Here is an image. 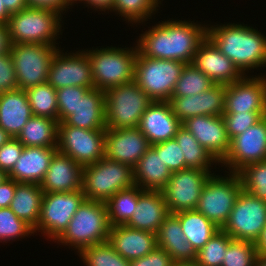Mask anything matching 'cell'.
Returning a JSON list of instances; mask_svg holds the SVG:
<instances>
[{
	"label": "cell",
	"instance_id": "obj_1",
	"mask_svg": "<svg viewBox=\"0 0 266 266\" xmlns=\"http://www.w3.org/2000/svg\"><path fill=\"white\" fill-rule=\"evenodd\" d=\"M207 28L187 21H163L142 34L138 51L148 58L176 60L191 64Z\"/></svg>",
	"mask_w": 266,
	"mask_h": 266
},
{
	"label": "cell",
	"instance_id": "obj_2",
	"mask_svg": "<svg viewBox=\"0 0 266 266\" xmlns=\"http://www.w3.org/2000/svg\"><path fill=\"white\" fill-rule=\"evenodd\" d=\"M207 37L243 74L266 65V37L241 24L208 27Z\"/></svg>",
	"mask_w": 266,
	"mask_h": 266
},
{
	"label": "cell",
	"instance_id": "obj_3",
	"mask_svg": "<svg viewBox=\"0 0 266 266\" xmlns=\"http://www.w3.org/2000/svg\"><path fill=\"white\" fill-rule=\"evenodd\" d=\"M110 229L105 202L85 199L56 240L75 246L79 252L85 247L108 241Z\"/></svg>",
	"mask_w": 266,
	"mask_h": 266
},
{
	"label": "cell",
	"instance_id": "obj_4",
	"mask_svg": "<svg viewBox=\"0 0 266 266\" xmlns=\"http://www.w3.org/2000/svg\"><path fill=\"white\" fill-rule=\"evenodd\" d=\"M134 185L133 168L128 164L104 157L83 167L81 190L88 200L106 202Z\"/></svg>",
	"mask_w": 266,
	"mask_h": 266
},
{
	"label": "cell",
	"instance_id": "obj_5",
	"mask_svg": "<svg viewBox=\"0 0 266 266\" xmlns=\"http://www.w3.org/2000/svg\"><path fill=\"white\" fill-rule=\"evenodd\" d=\"M135 47L132 50L116 47L87 50L94 88L106 92L110 88L134 81L135 62L138 55V48Z\"/></svg>",
	"mask_w": 266,
	"mask_h": 266
},
{
	"label": "cell",
	"instance_id": "obj_6",
	"mask_svg": "<svg viewBox=\"0 0 266 266\" xmlns=\"http://www.w3.org/2000/svg\"><path fill=\"white\" fill-rule=\"evenodd\" d=\"M59 16L57 11L30 6L11 14L7 24L11 43L54 45L61 28Z\"/></svg>",
	"mask_w": 266,
	"mask_h": 266
},
{
	"label": "cell",
	"instance_id": "obj_7",
	"mask_svg": "<svg viewBox=\"0 0 266 266\" xmlns=\"http://www.w3.org/2000/svg\"><path fill=\"white\" fill-rule=\"evenodd\" d=\"M153 100L135 81L105 92L106 128H135Z\"/></svg>",
	"mask_w": 266,
	"mask_h": 266
},
{
	"label": "cell",
	"instance_id": "obj_8",
	"mask_svg": "<svg viewBox=\"0 0 266 266\" xmlns=\"http://www.w3.org/2000/svg\"><path fill=\"white\" fill-rule=\"evenodd\" d=\"M186 64L143 56L135 62L134 81L153 101H168Z\"/></svg>",
	"mask_w": 266,
	"mask_h": 266
},
{
	"label": "cell",
	"instance_id": "obj_9",
	"mask_svg": "<svg viewBox=\"0 0 266 266\" xmlns=\"http://www.w3.org/2000/svg\"><path fill=\"white\" fill-rule=\"evenodd\" d=\"M242 189L239 173L232 172L225 178L211 174L202 188L196 210L221 229Z\"/></svg>",
	"mask_w": 266,
	"mask_h": 266
},
{
	"label": "cell",
	"instance_id": "obj_10",
	"mask_svg": "<svg viewBox=\"0 0 266 266\" xmlns=\"http://www.w3.org/2000/svg\"><path fill=\"white\" fill-rule=\"evenodd\" d=\"M55 45L12 44L10 54L18 82V89L27 90L46 83L50 63L57 52Z\"/></svg>",
	"mask_w": 266,
	"mask_h": 266
},
{
	"label": "cell",
	"instance_id": "obj_11",
	"mask_svg": "<svg viewBox=\"0 0 266 266\" xmlns=\"http://www.w3.org/2000/svg\"><path fill=\"white\" fill-rule=\"evenodd\" d=\"M106 130H89L58 123L57 150L83 167L105 157Z\"/></svg>",
	"mask_w": 266,
	"mask_h": 266
},
{
	"label": "cell",
	"instance_id": "obj_12",
	"mask_svg": "<svg viewBox=\"0 0 266 266\" xmlns=\"http://www.w3.org/2000/svg\"><path fill=\"white\" fill-rule=\"evenodd\" d=\"M266 225V201L242 189L221 228L232 239L255 243Z\"/></svg>",
	"mask_w": 266,
	"mask_h": 266
},
{
	"label": "cell",
	"instance_id": "obj_13",
	"mask_svg": "<svg viewBox=\"0 0 266 266\" xmlns=\"http://www.w3.org/2000/svg\"><path fill=\"white\" fill-rule=\"evenodd\" d=\"M86 199L82 190L71 192H44L36 230H43L49 238L57 239L67 228L71 218Z\"/></svg>",
	"mask_w": 266,
	"mask_h": 266
},
{
	"label": "cell",
	"instance_id": "obj_14",
	"mask_svg": "<svg viewBox=\"0 0 266 266\" xmlns=\"http://www.w3.org/2000/svg\"><path fill=\"white\" fill-rule=\"evenodd\" d=\"M210 172L193 168L173 172L162 190L169 213L176 214L196 209Z\"/></svg>",
	"mask_w": 266,
	"mask_h": 266
},
{
	"label": "cell",
	"instance_id": "obj_15",
	"mask_svg": "<svg viewBox=\"0 0 266 266\" xmlns=\"http://www.w3.org/2000/svg\"><path fill=\"white\" fill-rule=\"evenodd\" d=\"M266 160V116L230 141L229 153L221 162L238 173L246 165ZM233 169V170H232Z\"/></svg>",
	"mask_w": 266,
	"mask_h": 266
},
{
	"label": "cell",
	"instance_id": "obj_16",
	"mask_svg": "<svg viewBox=\"0 0 266 266\" xmlns=\"http://www.w3.org/2000/svg\"><path fill=\"white\" fill-rule=\"evenodd\" d=\"M55 53L49 67L47 82L56 90L68 86L94 88L91 63L86 51L61 55Z\"/></svg>",
	"mask_w": 266,
	"mask_h": 266
},
{
	"label": "cell",
	"instance_id": "obj_17",
	"mask_svg": "<svg viewBox=\"0 0 266 266\" xmlns=\"http://www.w3.org/2000/svg\"><path fill=\"white\" fill-rule=\"evenodd\" d=\"M259 112L266 116V79L242 77L226 85L224 113Z\"/></svg>",
	"mask_w": 266,
	"mask_h": 266
},
{
	"label": "cell",
	"instance_id": "obj_18",
	"mask_svg": "<svg viewBox=\"0 0 266 266\" xmlns=\"http://www.w3.org/2000/svg\"><path fill=\"white\" fill-rule=\"evenodd\" d=\"M151 147L148 139L135 128H106L105 157L132 168Z\"/></svg>",
	"mask_w": 266,
	"mask_h": 266
},
{
	"label": "cell",
	"instance_id": "obj_19",
	"mask_svg": "<svg viewBox=\"0 0 266 266\" xmlns=\"http://www.w3.org/2000/svg\"><path fill=\"white\" fill-rule=\"evenodd\" d=\"M225 90L226 85L214 84L200 94L172 96L168 103L181 123L198 115L222 116L225 109Z\"/></svg>",
	"mask_w": 266,
	"mask_h": 266
},
{
	"label": "cell",
	"instance_id": "obj_20",
	"mask_svg": "<svg viewBox=\"0 0 266 266\" xmlns=\"http://www.w3.org/2000/svg\"><path fill=\"white\" fill-rule=\"evenodd\" d=\"M198 142L220 163L230 149V139L222 116L198 115L182 122Z\"/></svg>",
	"mask_w": 266,
	"mask_h": 266
},
{
	"label": "cell",
	"instance_id": "obj_21",
	"mask_svg": "<svg viewBox=\"0 0 266 266\" xmlns=\"http://www.w3.org/2000/svg\"><path fill=\"white\" fill-rule=\"evenodd\" d=\"M192 64L207 75L214 84L229 85L245 75L208 37L197 49Z\"/></svg>",
	"mask_w": 266,
	"mask_h": 266
},
{
	"label": "cell",
	"instance_id": "obj_22",
	"mask_svg": "<svg viewBox=\"0 0 266 266\" xmlns=\"http://www.w3.org/2000/svg\"><path fill=\"white\" fill-rule=\"evenodd\" d=\"M181 125L168 101H153L142 115L138 128L154 145L173 139Z\"/></svg>",
	"mask_w": 266,
	"mask_h": 266
},
{
	"label": "cell",
	"instance_id": "obj_23",
	"mask_svg": "<svg viewBox=\"0 0 266 266\" xmlns=\"http://www.w3.org/2000/svg\"><path fill=\"white\" fill-rule=\"evenodd\" d=\"M82 173V165L57 150L40 186L43 192L48 193L81 190Z\"/></svg>",
	"mask_w": 266,
	"mask_h": 266
},
{
	"label": "cell",
	"instance_id": "obj_24",
	"mask_svg": "<svg viewBox=\"0 0 266 266\" xmlns=\"http://www.w3.org/2000/svg\"><path fill=\"white\" fill-rule=\"evenodd\" d=\"M108 242L119 255L129 261L142 258L157 247L155 233L127 225L111 227Z\"/></svg>",
	"mask_w": 266,
	"mask_h": 266
},
{
	"label": "cell",
	"instance_id": "obj_25",
	"mask_svg": "<svg viewBox=\"0 0 266 266\" xmlns=\"http://www.w3.org/2000/svg\"><path fill=\"white\" fill-rule=\"evenodd\" d=\"M162 191L138 188V204L127 226L157 233L164 219L169 215Z\"/></svg>",
	"mask_w": 266,
	"mask_h": 266
},
{
	"label": "cell",
	"instance_id": "obj_26",
	"mask_svg": "<svg viewBox=\"0 0 266 266\" xmlns=\"http://www.w3.org/2000/svg\"><path fill=\"white\" fill-rule=\"evenodd\" d=\"M57 147H24L7 177L18 183L40 184Z\"/></svg>",
	"mask_w": 266,
	"mask_h": 266
},
{
	"label": "cell",
	"instance_id": "obj_27",
	"mask_svg": "<svg viewBox=\"0 0 266 266\" xmlns=\"http://www.w3.org/2000/svg\"><path fill=\"white\" fill-rule=\"evenodd\" d=\"M32 116L26 91L16 89L0 94V127L12 138H17Z\"/></svg>",
	"mask_w": 266,
	"mask_h": 266
},
{
	"label": "cell",
	"instance_id": "obj_28",
	"mask_svg": "<svg viewBox=\"0 0 266 266\" xmlns=\"http://www.w3.org/2000/svg\"><path fill=\"white\" fill-rule=\"evenodd\" d=\"M157 247L164 249L175 263L195 262L197 252L187 241L179 219L170 213L156 233Z\"/></svg>",
	"mask_w": 266,
	"mask_h": 266
},
{
	"label": "cell",
	"instance_id": "obj_29",
	"mask_svg": "<svg viewBox=\"0 0 266 266\" xmlns=\"http://www.w3.org/2000/svg\"><path fill=\"white\" fill-rule=\"evenodd\" d=\"M64 122L69 126L89 130H106L105 92L96 88L89 89Z\"/></svg>",
	"mask_w": 266,
	"mask_h": 266
},
{
	"label": "cell",
	"instance_id": "obj_30",
	"mask_svg": "<svg viewBox=\"0 0 266 266\" xmlns=\"http://www.w3.org/2000/svg\"><path fill=\"white\" fill-rule=\"evenodd\" d=\"M163 163L161 154L150 147L133 167L134 184L142 190L162 191L172 174Z\"/></svg>",
	"mask_w": 266,
	"mask_h": 266
},
{
	"label": "cell",
	"instance_id": "obj_31",
	"mask_svg": "<svg viewBox=\"0 0 266 266\" xmlns=\"http://www.w3.org/2000/svg\"><path fill=\"white\" fill-rule=\"evenodd\" d=\"M43 193L40 184L16 182L15 195L9 207L33 230L39 220Z\"/></svg>",
	"mask_w": 266,
	"mask_h": 266
},
{
	"label": "cell",
	"instance_id": "obj_32",
	"mask_svg": "<svg viewBox=\"0 0 266 266\" xmlns=\"http://www.w3.org/2000/svg\"><path fill=\"white\" fill-rule=\"evenodd\" d=\"M57 135V120L32 116L16 139L24 147H57Z\"/></svg>",
	"mask_w": 266,
	"mask_h": 266
},
{
	"label": "cell",
	"instance_id": "obj_33",
	"mask_svg": "<svg viewBox=\"0 0 266 266\" xmlns=\"http://www.w3.org/2000/svg\"><path fill=\"white\" fill-rule=\"evenodd\" d=\"M180 221L187 241L198 252L220 228L196 209L174 214Z\"/></svg>",
	"mask_w": 266,
	"mask_h": 266
},
{
	"label": "cell",
	"instance_id": "obj_34",
	"mask_svg": "<svg viewBox=\"0 0 266 266\" xmlns=\"http://www.w3.org/2000/svg\"><path fill=\"white\" fill-rule=\"evenodd\" d=\"M175 140L181 147L187 168L209 170L211 164L218 162L182 125L178 128ZM212 162V163H211Z\"/></svg>",
	"mask_w": 266,
	"mask_h": 266
},
{
	"label": "cell",
	"instance_id": "obj_35",
	"mask_svg": "<svg viewBox=\"0 0 266 266\" xmlns=\"http://www.w3.org/2000/svg\"><path fill=\"white\" fill-rule=\"evenodd\" d=\"M105 204L111 227L126 225L138 204V186L117 192Z\"/></svg>",
	"mask_w": 266,
	"mask_h": 266
},
{
	"label": "cell",
	"instance_id": "obj_36",
	"mask_svg": "<svg viewBox=\"0 0 266 266\" xmlns=\"http://www.w3.org/2000/svg\"><path fill=\"white\" fill-rule=\"evenodd\" d=\"M33 116L49 117L58 121L56 89L48 82L25 90Z\"/></svg>",
	"mask_w": 266,
	"mask_h": 266
},
{
	"label": "cell",
	"instance_id": "obj_37",
	"mask_svg": "<svg viewBox=\"0 0 266 266\" xmlns=\"http://www.w3.org/2000/svg\"><path fill=\"white\" fill-rule=\"evenodd\" d=\"M213 85L212 80L201 70L197 69L192 63L186 64L176 82L172 96H193L203 93Z\"/></svg>",
	"mask_w": 266,
	"mask_h": 266
},
{
	"label": "cell",
	"instance_id": "obj_38",
	"mask_svg": "<svg viewBox=\"0 0 266 266\" xmlns=\"http://www.w3.org/2000/svg\"><path fill=\"white\" fill-rule=\"evenodd\" d=\"M78 253L87 266H130V261L119 255L108 241L85 247Z\"/></svg>",
	"mask_w": 266,
	"mask_h": 266
},
{
	"label": "cell",
	"instance_id": "obj_39",
	"mask_svg": "<svg viewBox=\"0 0 266 266\" xmlns=\"http://www.w3.org/2000/svg\"><path fill=\"white\" fill-rule=\"evenodd\" d=\"M233 239L222 229L213 235L208 243L197 252L195 262L199 266H221L226 249Z\"/></svg>",
	"mask_w": 266,
	"mask_h": 266
},
{
	"label": "cell",
	"instance_id": "obj_40",
	"mask_svg": "<svg viewBox=\"0 0 266 266\" xmlns=\"http://www.w3.org/2000/svg\"><path fill=\"white\" fill-rule=\"evenodd\" d=\"M238 173L243 190L266 201V160L246 165Z\"/></svg>",
	"mask_w": 266,
	"mask_h": 266
},
{
	"label": "cell",
	"instance_id": "obj_41",
	"mask_svg": "<svg viewBox=\"0 0 266 266\" xmlns=\"http://www.w3.org/2000/svg\"><path fill=\"white\" fill-rule=\"evenodd\" d=\"M225 254L221 266H256L257 252L253 242L233 239Z\"/></svg>",
	"mask_w": 266,
	"mask_h": 266
},
{
	"label": "cell",
	"instance_id": "obj_42",
	"mask_svg": "<svg viewBox=\"0 0 266 266\" xmlns=\"http://www.w3.org/2000/svg\"><path fill=\"white\" fill-rule=\"evenodd\" d=\"M159 0H114L112 9L119 12L128 22H140L151 16ZM147 17V18H146Z\"/></svg>",
	"mask_w": 266,
	"mask_h": 266
},
{
	"label": "cell",
	"instance_id": "obj_43",
	"mask_svg": "<svg viewBox=\"0 0 266 266\" xmlns=\"http://www.w3.org/2000/svg\"><path fill=\"white\" fill-rule=\"evenodd\" d=\"M34 233L10 208L0 209V240L4 242Z\"/></svg>",
	"mask_w": 266,
	"mask_h": 266
},
{
	"label": "cell",
	"instance_id": "obj_44",
	"mask_svg": "<svg viewBox=\"0 0 266 266\" xmlns=\"http://www.w3.org/2000/svg\"><path fill=\"white\" fill-rule=\"evenodd\" d=\"M91 88L68 86L56 90L58 103V123L64 122L73 110L76 108L78 101Z\"/></svg>",
	"mask_w": 266,
	"mask_h": 266
},
{
	"label": "cell",
	"instance_id": "obj_45",
	"mask_svg": "<svg viewBox=\"0 0 266 266\" xmlns=\"http://www.w3.org/2000/svg\"><path fill=\"white\" fill-rule=\"evenodd\" d=\"M151 147L158 154H161V159L164 162L163 164L167 165L172 173L187 168L181 147L179 146L175 138L151 145Z\"/></svg>",
	"mask_w": 266,
	"mask_h": 266
},
{
	"label": "cell",
	"instance_id": "obj_46",
	"mask_svg": "<svg viewBox=\"0 0 266 266\" xmlns=\"http://www.w3.org/2000/svg\"><path fill=\"white\" fill-rule=\"evenodd\" d=\"M222 117L230 141L263 118L259 112L223 113Z\"/></svg>",
	"mask_w": 266,
	"mask_h": 266
},
{
	"label": "cell",
	"instance_id": "obj_47",
	"mask_svg": "<svg viewBox=\"0 0 266 266\" xmlns=\"http://www.w3.org/2000/svg\"><path fill=\"white\" fill-rule=\"evenodd\" d=\"M23 148L24 146L16 138H11L0 147V170L6 175L12 171Z\"/></svg>",
	"mask_w": 266,
	"mask_h": 266
},
{
	"label": "cell",
	"instance_id": "obj_48",
	"mask_svg": "<svg viewBox=\"0 0 266 266\" xmlns=\"http://www.w3.org/2000/svg\"><path fill=\"white\" fill-rule=\"evenodd\" d=\"M18 89L14 62L9 53L0 55V94Z\"/></svg>",
	"mask_w": 266,
	"mask_h": 266
},
{
	"label": "cell",
	"instance_id": "obj_49",
	"mask_svg": "<svg viewBox=\"0 0 266 266\" xmlns=\"http://www.w3.org/2000/svg\"><path fill=\"white\" fill-rule=\"evenodd\" d=\"M172 257L162 248L156 247L149 254L130 261V266H173Z\"/></svg>",
	"mask_w": 266,
	"mask_h": 266
},
{
	"label": "cell",
	"instance_id": "obj_50",
	"mask_svg": "<svg viewBox=\"0 0 266 266\" xmlns=\"http://www.w3.org/2000/svg\"><path fill=\"white\" fill-rule=\"evenodd\" d=\"M16 181L7 177L0 183V209L9 208L15 195Z\"/></svg>",
	"mask_w": 266,
	"mask_h": 266
},
{
	"label": "cell",
	"instance_id": "obj_51",
	"mask_svg": "<svg viewBox=\"0 0 266 266\" xmlns=\"http://www.w3.org/2000/svg\"><path fill=\"white\" fill-rule=\"evenodd\" d=\"M26 2L30 7L51 9L53 11H57L58 13H60V11H64L68 6L65 3V0H26Z\"/></svg>",
	"mask_w": 266,
	"mask_h": 266
},
{
	"label": "cell",
	"instance_id": "obj_52",
	"mask_svg": "<svg viewBox=\"0 0 266 266\" xmlns=\"http://www.w3.org/2000/svg\"><path fill=\"white\" fill-rule=\"evenodd\" d=\"M11 45L8 25L0 24V55L9 53Z\"/></svg>",
	"mask_w": 266,
	"mask_h": 266
},
{
	"label": "cell",
	"instance_id": "obj_53",
	"mask_svg": "<svg viewBox=\"0 0 266 266\" xmlns=\"http://www.w3.org/2000/svg\"><path fill=\"white\" fill-rule=\"evenodd\" d=\"M4 3L6 10L10 14L17 13L28 7L26 0H2Z\"/></svg>",
	"mask_w": 266,
	"mask_h": 266
},
{
	"label": "cell",
	"instance_id": "obj_54",
	"mask_svg": "<svg viewBox=\"0 0 266 266\" xmlns=\"http://www.w3.org/2000/svg\"><path fill=\"white\" fill-rule=\"evenodd\" d=\"M254 245L256 247L257 257H265L266 256V225L262 229Z\"/></svg>",
	"mask_w": 266,
	"mask_h": 266
},
{
	"label": "cell",
	"instance_id": "obj_55",
	"mask_svg": "<svg viewBox=\"0 0 266 266\" xmlns=\"http://www.w3.org/2000/svg\"><path fill=\"white\" fill-rule=\"evenodd\" d=\"M87 4L95 7L96 9L112 10L114 0H84Z\"/></svg>",
	"mask_w": 266,
	"mask_h": 266
},
{
	"label": "cell",
	"instance_id": "obj_56",
	"mask_svg": "<svg viewBox=\"0 0 266 266\" xmlns=\"http://www.w3.org/2000/svg\"><path fill=\"white\" fill-rule=\"evenodd\" d=\"M10 13L6 10L4 3L0 0V24L7 25L10 19Z\"/></svg>",
	"mask_w": 266,
	"mask_h": 266
},
{
	"label": "cell",
	"instance_id": "obj_57",
	"mask_svg": "<svg viewBox=\"0 0 266 266\" xmlns=\"http://www.w3.org/2000/svg\"><path fill=\"white\" fill-rule=\"evenodd\" d=\"M12 137L0 127V147L7 143Z\"/></svg>",
	"mask_w": 266,
	"mask_h": 266
},
{
	"label": "cell",
	"instance_id": "obj_58",
	"mask_svg": "<svg viewBox=\"0 0 266 266\" xmlns=\"http://www.w3.org/2000/svg\"><path fill=\"white\" fill-rule=\"evenodd\" d=\"M256 266H266V256L265 257H257Z\"/></svg>",
	"mask_w": 266,
	"mask_h": 266
},
{
	"label": "cell",
	"instance_id": "obj_59",
	"mask_svg": "<svg viewBox=\"0 0 266 266\" xmlns=\"http://www.w3.org/2000/svg\"><path fill=\"white\" fill-rule=\"evenodd\" d=\"M173 266H199L196 262L174 263Z\"/></svg>",
	"mask_w": 266,
	"mask_h": 266
},
{
	"label": "cell",
	"instance_id": "obj_60",
	"mask_svg": "<svg viewBox=\"0 0 266 266\" xmlns=\"http://www.w3.org/2000/svg\"><path fill=\"white\" fill-rule=\"evenodd\" d=\"M5 178H7V175L0 170V183L3 182Z\"/></svg>",
	"mask_w": 266,
	"mask_h": 266
},
{
	"label": "cell",
	"instance_id": "obj_61",
	"mask_svg": "<svg viewBox=\"0 0 266 266\" xmlns=\"http://www.w3.org/2000/svg\"><path fill=\"white\" fill-rule=\"evenodd\" d=\"M74 1H77V0H65V3L69 6V5H72V2L74 3ZM79 1H84V0H79Z\"/></svg>",
	"mask_w": 266,
	"mask_h": 266
}]
</instances>
